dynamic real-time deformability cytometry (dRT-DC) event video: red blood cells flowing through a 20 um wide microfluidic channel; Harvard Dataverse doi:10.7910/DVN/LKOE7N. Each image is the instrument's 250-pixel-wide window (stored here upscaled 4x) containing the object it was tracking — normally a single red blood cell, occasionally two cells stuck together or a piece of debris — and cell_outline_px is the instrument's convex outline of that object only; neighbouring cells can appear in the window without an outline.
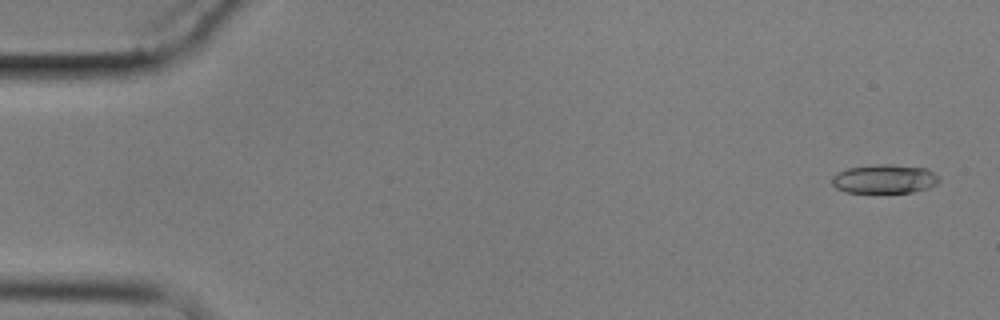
{"species": "common noctule bat (a hibernating species)", "species_latin": "Nyctalus noctula", "temperature_condition": "cold", "stored_images_in_passage": 6, "camera_frame_rate_fps": 3000, "um_per_image_px": 0.085, "animal": {"sex": "male", "body_mass_g": 17.9}, "frame": {"image": 1, "passage_image": 1, "time_ms": 0.0, "image_size_px": [1000, 320], "cell_outline_px": [[940, 180], [936, 184], [928, 188], [912, 192], [844, 192], [836, 188], [832, 184], [832, 176], [836, 172], [848, 168], [876, 164], [888, 164], [928, 168]], "centroid_in_image_um": [75.15, 15.2], "position_along_channel_um": 9.9, "area_um2": 18.03}}
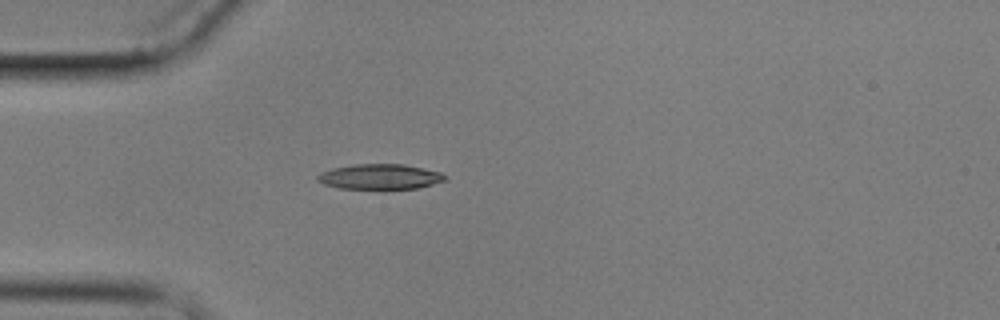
{"frame": {"image": 2, "passage_image": 5, "time_ms": 4.667, "image_size_px": [1000, 320], "cell_outline_px": [[448, 180], [420, 188], [340, 188], [324, 184], [316, 180], [316, 176], [320, 172], [332, 168], [352, 164], [404, 164], [440, 172], [448, 176]], "centroid_in_image_um": [32.31, 15.01], "position_along_channel_um": 52.7, "area_um2": 18.79}}